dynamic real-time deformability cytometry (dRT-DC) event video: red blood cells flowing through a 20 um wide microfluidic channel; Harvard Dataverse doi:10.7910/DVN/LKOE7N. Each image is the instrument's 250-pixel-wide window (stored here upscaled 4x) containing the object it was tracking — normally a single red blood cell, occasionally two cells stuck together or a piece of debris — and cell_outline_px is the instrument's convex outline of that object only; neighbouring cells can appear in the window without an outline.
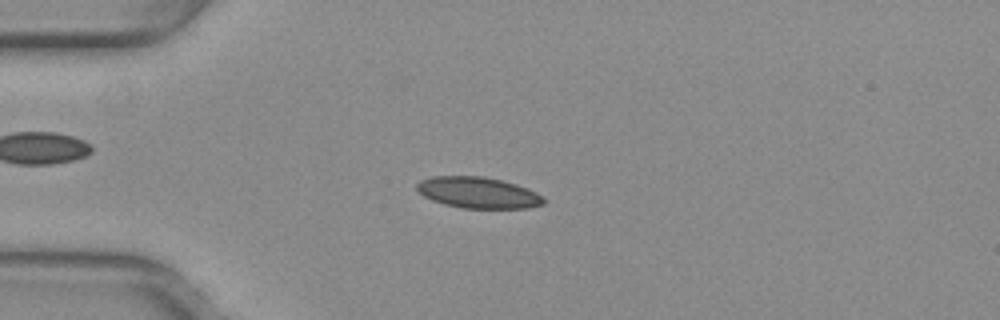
{"species": "common noctule bat (a hibernating species)", "species_latin": "Nyctalus noctula", "temperature_condition": "warm", "stored_images_in_passage": 51, "camera_frame_rate_fps": 3000, "um_per_image_px": 0.085, "animal": {"sex": "female", "body_mass_g": 29.2, "forearm_length_mm": 56.3}, "frame": {"image": 1, "passage_image": 13, "time_ms": 4.0, "image_size_px": [1000, 320], "cell_outline_px": [[548, 200], [544, 204], [528, 208], [464, 208], [444, 204], [432, 200], [424, 196], [416, 188], [416, 184], [420, 180], [432, 176], [484, 176], [516, 184], [528, 188], [544, 196]], "centroid_in_image_um": [40.68, 16.37], "position_along_channel_um": 44.3, "area_um2": 23.18}}
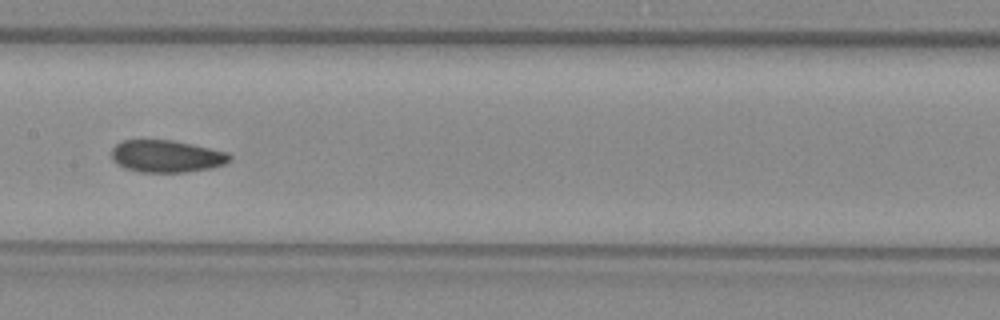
{"frame": {"image": 2, "passage_image": 26, "time_ms": 8.333, "image_size_px": [1000, 320], "cell_outline_px": [[232, 160], [224, 164], [212, 168], [184, 172], [140, 172], [124, 168], [116, 164], [112, 160], [112, 148], [120, 140], [172, 140], [192, 144], [228, 152], [232, 156]], "centroid_in_image_um": [14.15, 13.28], "position_along_channel_um": 193.3, "area_um2": 22.37}}
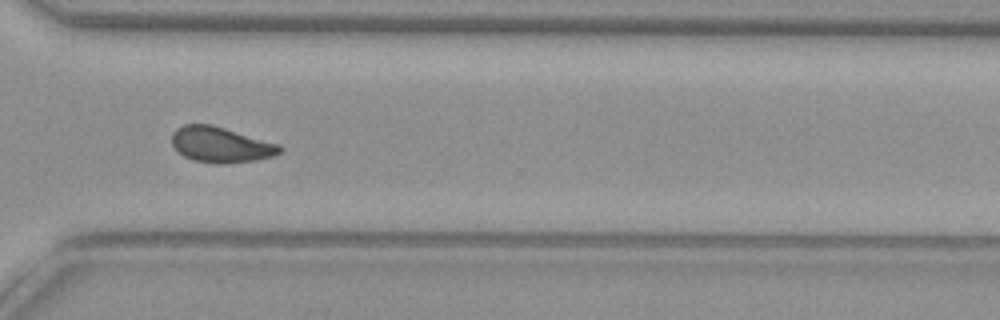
{"frame": {"image": 3, "passage_image": 38, "time_ms": 12.333, "image_size_px": [1000, 320], "cell_outline_px": [[284, 148], [280, 152], [272, 156], [256, 160], [224, 164], [216, 164], [192, 160], [184, 156], [172, 144], [172, 132], [176, 128], [184, 124], [212, 124], [280, 144]], "centroid_in_image_um": [18.77, 12.29], "position_along_channel_um": 351.8, "area_um2": 22.48}, "authors_computed_cell_mechanics": {"area_um2": 22.5998, "velocity_mm_per_s": 3.971, "shape_relaxation_time_tau1_ms": null, "shape_relaxation_time_tau2_ms": 1.5057, "deformation_change_tau1": null, "deformation_change_tau2": 0.0535}}